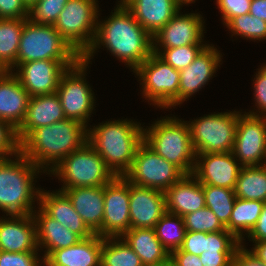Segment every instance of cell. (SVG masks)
I'll return each mask as SVG.
<instances>
[{
  "instance_id": "cell-1",
  "label": "cell",
  "mask_w": 266,
  "mask_h": 266,
  "mask_svg": "<svg viewBox=\"0 0 266 266\" xmlns=\"http://www.w3.org/2000/svg\"><path fill=\"white\" fill-rule=\"evenodd\" d=\"M100 44L133 72L153 53L152 36L124 4H118L109 18L97 22L94 41L82 59L89 64Z\"/></svg>"
},
{
  "instance_id": "cell-10",
  "label": "cell",
  "mask_w": 266,
  "mask_h": 266,
  "mask_svg": "<svg viewBox=\"0 0 266 266\" xmlns=\"http://www.w3.org/2000/svg\"><path fill=\"white\" fill-rule=\"evenodd\" d=\"M146 100L160 108L178 106L180 71L152 53L135 71Z\"/></svg>"
},
{
  "instance_id": "cell-7",
  "label": "cell",
  "mask_w": 266,
  "mask_h": 266,
  "mask_svg": "<svg viewBox=\"0 0 266 266\" xmlns=\"http://www.w3.org/2000/svg\"><path fill=\"white\" fill-rule=\"evenodd\" d=\"M82 56L53 25L25 19L16 58V67L35 60H80Z\"/></svg>"
},
{
  "instance_id": "cell-19",
  "label": "cell",
  "mask_w": 266,
  "mask_h": 266,
  "mask_svg": "<svg viewBox=\"0 0 266 266\" xmlns=\"http://www.w3.org/2000/svg\"><path fill=\"white\" fill-rule=\"evenodd\" d=\"M208 44L186 68L180 70L178 105L201 90L220 66L222 54Z\"/></svg>"
},
{
  "instance_id": "cell-44",
  "label": "cell",
  "mask_w": 266,
  "mask_h": 266,
  "mask_svg": "<svg viewBox=\"0 0 266 266\" xmlns=\"http://www.w3.org/2000/svg\"><path fill=\"white\" fill-rule=\"evenodd\" d=\"M252 0H216L221 11L222 22L227 24L233 17L249 13Z\"/></svg>"
},
{
  "instance_id": "cell-25",
  "label": "cell",
  "mask_w": 266,
  "mask_h": 266,
  "mask_svg": "<svg viewBox=\"0 0 266 266\" xmlns=\"http://www.w3.org/2000/svg\"><path fill=\"white\" fill-rule=\"evenodd\" d=\"M164 194L166 211L181 217L206 206L203 184L192 174L183 175Z\"/></svg>"
},
{
  "instance_id": "cell-56",
  "label": "cell",
  "mask_w": 266,
  "mask_h": 266,
  "mask_svg": "<svg viewBox=\"0 0 266 266\" xmlns=\"http://www.w3.org/2000/svg\"><path fill=\"white\" fill-rule=\"evenodd\" d=\"M127 0H120L118 4H124Z\"/></svg>"
},
{
  "instance_id": "cell-34",
  "label": "cell",
  "mask_w": 266,
  "mask_h": 266,
  "mask_svg": "<svg viewBox=\"0 0 266 266\" xmlns=\"http://www.w3.org/2000/svg\"><path fill=\"white\" fill-rule=\"evenodd\" d=\"M154 229L157 238L170 254L180 249L186 233L183 217L166 212Z\"/></svg>"
},
{
  "instance_id": "cell-13",
  "label": "cell",
  "mask_w": 266,
  "mask_h": 266,
  "mask_svg": "<svg viewBox=\"0 0 266 266\" xmlns=\"http://www.w3.org/2000/svg\"><path fill=\"white\" fill-rule=\"evenodd\" d=\"M232 153L242 166L266 164V117L239 112Z\"/></svg>"
},
{
  "instance_id": "cell-55",
  "label": "cell",
  "mask_w": 266,
  "mask_h": 266,
  "mask_svg": "<svg viewBox=\"0 0 266 266\" xmlns=\"http://www.w3.org/2000/svg\"><path fill=\"white\" fill-rule=\"evenodd\" d=\"M152 266H173L171 260L167 261L166 263L160 264V265H152Z\"/></svg>"
},
{
  "instance_id": "cell-23",
  "label": "cell",
  "mask_w": 266,
  "mask_h": 266,
  "mask_svg": "<svg viewBox=\"0 0 266 266\" xmlns=\"http://www.w3.org/2000/svg\"><path fill=\"white\" fill-rule=\"evenodd\" d=\"M124 6L153 36L175 16L183 5L177 0H127Z\"/></svg>"
},
{
  "instance_id": "cell-38",
  "label": "cell",
  "mask_w": 266,
  "mask_h": 266,
  "mask_svg": "<svg viewBox=\"0 0 266 266\" xmlns=\"http://www.w3.org/2000/svg\"><path fill=\"white\" fill-rule=\"evenodd\" d=\"M186 231L193 232H218L226 230L225 226L208 207L183 216Z\"/></svg>"
},
{
  "instance_id": "cell-52",
  "label": "cell",
  "mask_w": 266,
  "mask_h": 266,
  "mask_svg": "<svg viewBox=\"0 0 266 266\" xmlns=\"http://www.w3.org/2000/svg\"><path fill=\"white\" fill-rule=\"evenodd\" d=\"M253 243L254 247L250 251L266 264V241H253Z\"/></svg>"
},
{
  "instance_id": "cell-53",
  "label": "cell",
  "mask_w": 266,
  "mask_h": 266,
  "mask_svg": "<svg viewBox=\"0 0 266 266\" xmlns=\"http://www.w3.org/2000/svg\"><path fill=\"white\" fill-rule=\"evenodd\" d=\"M22 2L28 9H30L35 3L38 2V0H22Z\"/></svg>"
},
{
  "instance_id": "cell-3",
  "label": "cell",
  "mask_w": 266,
  "mask_h": 266,
  "mask_svg": "<svg viewBox=\"0 0 266 266\" xmlns=\"http://www.w3.org/2000/svg\"><path fill=\"white\" fill-rule=\"evenodd\" d=\"M88 142L115 176H124L143 142V127L127 119L106 121L88 130Z\"/></svg>"
},
{
  "instance_id": "cell-37",
  "label": "cell",
  "mask_w": 266,
  "mask_h": 266,
  "mask_svg": "<svg viewBox=\"0 0 266 266\" xmlns=\"http://www.w3.org/2000/svg\"><path fill=\"white\" fill-rule=\"evenodd\" d=\"M226 27L233 33L231 36L240 35L251 40L266 39V21L250 13L233 17Z\"/></svg>"
},
{
  "instance_id": "cell-51",
  "label": "cell",
  "mask_w": 266,
  "mask_h": 266,
  "mask_svg": "<svg viewBox=\"0 0 266 266\" xmlns=\"http://www.w3.org/2000/svg\"><path fill=\"white\" fill-rule=\"evenodd\" d=\"M249 13L266 21V0H252Z\"/></svg>"
},
{
  "instance_id": "cell-8",
  "label": "cell",
  "mask_w": 266,
  "mask_h": 266,
  "mask_svg": "<svg viewBox=\"0 0 266 266\" xmlns=\"http://www.w3.org/2000/svg\"><path fill=\"white\" fill-rule=\"evenodd\" d=\"M239 111L208 114L188 121L195 153L232 152Z\"/></svg>"
},
{
  "instance_id": "cell-33",
  "label": "cell",
  "mask_w": 266,
  "mask_h": 266,
  "mask_svg": "<svg viewBox=\"0 0 266 266\" xmlns=\"http://www.w3.org/2000/svg\"><path fill=\"white\" fill-rule=\"evenodd\" d=\"M100 266H144L121 237H102Z\"/></svg>"
},
{
  "instance_id": "cell-20",
  "label": "cell",
  "mask_w": 266,
  "mask_h": 266,
  "mask_svg": "<svg viewBox=\"0 0 266 266\" xmlns=\"http://www.w3.org/2000/svg\"><path fill=\"white\" fill-rule=\"evenodd\" d=\"M9 216L0 218V250L16 253L39 251L33 214Z\"/></svg>"
},
{
  "instance_id": "cell-11",
  "label": "cell",
  "mask_w": 266,
  "mask_h": 266,
  "mask_svg": "<svg viewBox=\"0 0 266 266\" xmlns=\"http://www.w3.org/2000/svg\"><path fill=\"white\" fill-rule=\"evenodd\" d=\"M88 63L82 58L61 76L57 95L67 119H73L88 126L94 109V92L84 77Z\"/></svg>"
},
{
  "instance_id": "cell-36",
  "label": "cell",
  "mask_w": 266,
  "mask_h": 266,
  "mask_svg": "<svg viewBox=\"0 0 266 266\" xmlns=\"http://www.w3.org/2000/svg\"><path fill=\"white\" fill-rule=\"evenodd\" d=\"M207 45L208 44L205 43L186 45L175 48L161 47V49H153V53L156 54L165 63L180 71L189 66Z\"/></svg>"
},
{
  "instance_id": "cell-27",
  "label": "cell",
  "mask_w": 266,
  "mask_h": 266,
  "mask_svg": "<svg viewBox=\"0 0 266 266\" xmlns=\"http://www.w3.org/2000/svg\"><path fill=\"white\" fill-rule=\"evenodd\" d=\"M102 237L94 234L77 244L51 251L43 266H100Z\"/></svg>"
},
{
  "instance_id": "cell-46",
  "label": "cell",
  "mask_w": 266,
  "mask_h": 266,
  "mask_svg": "<svg viewBox=\"0 0 266 266\" xmlns=\"http://www.w3.org/2000/svg\"><path fill=\"white\" fill-rule=\"evenodd\" d=\"M180 249L196 256L201 255L206 251V233L186 231Z\"/></svg>"
},
{
  "instance_id": "cell-21",
  "label": "cell",
  "mask_w": 266,
  "mask_h": 266,
  "mask_svg": "<svg viewBox=\"0 0 266 266\" xmlns=\"http://www.w3.org/2000/svg\"><path fill=\"white\" fill-rule=\"evenodd\" d=\"M30 96L12 71L0 75V119L17 130L22 124Z\"/></svg>"
},
{
  "instance_id": "cell-2",
  "label": "cell",
  "mask_w": 266,
  "mask_h": 266,
  "mask_svg": "<svg viewBox=\"0 0 266 266\" xmlns=\"http://www.w3.org/2000/svg\"><path fill=\"white\" fill-rule=\"evenodd\" d=\"M88 129L81 122L65 118L33 129L19 143V152L38 168L44 169V173L49 172L62 159L88 142Z\"/></svg>"
},
{
  "instance_id": "cell-4",
  "label": "cell",
  "mask_w": 266,
  "mask_h": 266,
  "mask_svg": "<svg viewBox=\"0 0 266 266\" xmlns=\"http://www.w3.org/2000/svg\"><path fill=\"white\" fill-rule=\"evenodd\" d=\"M13 158L0 159V210L6 216L33 214L40 194L33 182L42 169L20 152Z\"/></svg>"
},
{
  "instance_id": "cell-24",
  "label": "cell",
  "mask_w": 266,
  "mask_h": 266,
  "mask_svg": "<svg viewBox=\"0 0 266 266\" xmlns=\"http://www.w3.org/2000/svg\"><path fill=\"white\" fill-rule=\"evenodd\" d=\"M73 208L93 234L102 237L104 217V186L64 189Z\"/></svg>"
},
{
  "instance_id": "cell-57",
  "label": "cell",
  "mask_w": 266,
  "mask_h": 266,
  "mask_svg": "<svg viewBox=\"0 0 266 266\" xmlns=\"http://www.w3.org/2000/svg\"><path fill=\"white\" fill-rule=\"evenodd\" d=\"M5 70L2 68V67H0V75L4 72Z\"/></svg>"
},
{
  "instance_id": "cell-49",
  "label": "cell",
  "mask_w": 266,
  "mask_h": 266,
  "mask_svg": "<svg viewBox=\"0 0 266 266\" xmlns=\"http://www.w3.org/2000/svg\"><path fill=\"white\" fill-rule=\"evenodd\" d=\"M173 266H203L199 256L181 249L175 250L170 254Z\"/></svg>"
},
{
  "instance_id": "cell-35",
  "label": "cell",
  "mask_w": 266,
  "mask_h": 266,
  "mask_svg": "<svg viewBox=\"0 0 266 266\" xmlns=\"http://www.w3.org/2000/svg\"><path fill=\"white\" fill-rule=\"evenodd\" d=\"M205 205L213 211L224 226L229 223L236 200L234 189L203 184Z\"/></svg>"
},
{
  "instance_id": "cell-6",
  "label": "cell",
  "mask_w": 266,
  "mask_h": 266,
  "mask_svg": "<svg viewBox=\"0 0 266 266\" xmlns=\"http://www.w3.org/2000/svg\"><path fill=\"white\" fill-rule=\"evenodd\" d=\"M46 173L63 181L60 191L76 187L104 186L115 177L89 142L70 153Z\"/></svg>"
},
{
  "instance_id": "cell-16",
  "label": "cell",
  "mask_w": 266,
  "mask_h": 266,
  "mask_svg": "<svg viewBox=\"0 0 266 266\" xmlns=\"http://www.w3.org/2000/svg\"><path fill=\"white\" fill-rule=\"evenodd\" d=\"M237 161L232 152L196 154L192 175L201 184L234 189L243 167Z\"/></svg>"
},
{
  "instance_id": "cell-5",
  "label": "cell",
  "mask_w": 266,
  "mask_h": 266,
  "mask_svg": "<svg viewBox=\"0 0 266 266\" xmlns=\"http://www.w3.org/2000/svg\"><path fill=\"white\" fill-rule=\"evenodd\" d=\"M174 117V118H173ZM165 116L143 128V142L159 156L175 165L184 175L192 174L196 153L187 121Z\"/></svg>"
},
{
  "instance_id": "cell-22",
  "label": "cell",
  "mask_w": 266,
  "mask_h": 266,
  "mask_svg": "<svg viewBox=\"0 0 266 266\" xmlns=\"http://www.w3.org/2000/svg\"><path fill=\"white\" fill-rule=\"evenodd\" d=\"M65 114L57 93L30 97L26 116L16 130L20 143L33 129L64 120Z\"/></svg>"
},
{
  "instance_id": "cell-45",
  "label": "cell",
  "mask_w": 266,
  "mask_h": 266,
  "mask_svg": "<svg viewBox=\"0 0 266 266\" xmlns=\"http://www.w3.org/2000/svg\"><path fill=\"white\" fill-rule=\"evenodd\" d=\"M28 14L22 0H0V19H28Z\"/></svg>"
},
{
  "instance_id": "cell-9",
  "label": "cell",
  "mask_w": 266,
  "mask_h": 266,
  "mask_svg": "<svg viewBox=\"0 0 266 266\" xmlns=\"http://www.w3.org/2000/svg\"><path fill=\"white\" fill-rule=\"evenodd\" d=\"M98 0H68L55 29L82 56L92 45L98 22Z\"/></svg>"
},
{
  "instance_id": "cell-47",
  "label": "cell",
  "mask_w": 266,
  "mask_h": 266,
  "mask_svg": "<svg viewBox=\"0 0 266 266\" xmlns=\"http://www.w3.org/2000/svg\"><path fill=\"white\" fill-rule=\"evenodd\" d=\"M236 251H204L199 255L203 266H233Z\"/></svg>"
},
{
  "instance_id": "cell-48",
  "label": "cell",
  "mask_w": 266,
  "mask_h": 266,
  "mask_svg": "<svg viewBox=\"0 0 266 266\" xmlns=\"http://www.w3.org/2000/svg\"><path fill=\"white\" fill-rule=\"evenodd\" d=\"M233 266H266V264L241 244L235 252Z\"/></svg>"
},
{
  "instance_id": "cell-54",
  "label": "cell",
  "mask_w": 266,
  "mask_h": 266,
  "mask_svg": "<svg viewBox=\"0 0 266 266\" xmlns=\"http://www.w3.org/2000/svg\"><path fill=\"white\" fill-rule=\"evenodd\" d=\"M178 2H180L182 5L184 4H190V3H193L195 2V0H177Z\"/></svg>"
},
{
  "instance_id": "cell-15",
  "label": "cell",
  "mask_w": 266,
  "mask_h": 266,
  "mask_svg": "<svg viewBox=\"0 0 266 266\" xmlns=\"http://www.w3.org/2000/svg\"><path fill=\"white\" fill-rule=\"evenodd\" d=\"M129 229V181L115 176L104 185L102 237H121Z\"/></svg>"
},
{
  "instance_id": "cell-17",
  "label": "cell",
  "mask_w": 266,
  "mask_h": 266,
  "mask_svg": "<svg viewBox=\"0 0 266 266\" xmlns=\"http://www.w3.org/2000/svg\"><path fill=\"white\" fill-rule=\"evenodd\" d=\"M199 13L181 14L180 10L155 35L153 49L175 48L193 44H203L204 22ZM160 47H159V46Z\"/></svg>"
},
{
  "instance_id": "cell-30",
  "label": "cell",
  "mask_w": 266,
  "mask_h": 266,
  "mask_svg": "<svg viewBox=\"0 0 266 266\" xmlns=\"http://www.w3.org/2000/svg\"><path fill=\"white\" fill-rule=\"evenodd\" d=\"M265 202L257 200H244L236 198L229 223L225 228L232 233L240 242L243 243V236L249 234L255 226L262 212Z\"/></svg>"
},
{
  "instance_id": "cell-12",
  "label": "cell",
  "mask_w": 266,
  "mask_h": 266,
  "mask_svg": "<svg viewBox=\"0 0 266 266\" xmlns=\"http://www.w3.org/2000/svg\"><path fill=\"white\" fill-rule=\"evenodd\" d=\"M183 175L175 165L142 142L136 150L131 168L124 177L135 185L165 192Z\"/></svg>"
},
{
  "instance_id": "cell-32",
  "label": "cell",
  "mask_w": 266,
  "mask_h": 266,
  "mask_svg": "<svg viewBox=\"0 0 266 266\" xmlns=\"http://www.w3.org/2000/svg\"><path fill=\"white\" fill-rule=\"evenodd\" d=\"M234 193L244 200L266 202V164L243 166L237 178Z\"/></svg>"
},
{
  "instance_id": "cell-40",
  "label": "cell",
  "mask_w": 266,
  "mask_h": 266,
  "mask_svg": "<svg viewBox=\"0 0 266 266\" xmlns=\"http://www.w3.org/2000/svg\"><path fill=\"white\" fill-rule=\"evenodd\" d=\"M241 242L227 229L206 233V251H236Z\"/></svg>"
},
{
  "instance_id": "cell-29",
  "label": "cell",
  "mask_w": 266,
  "mask_h": 266,
  "mask_svg": "<svg viewBox=\"0 0 266 266\" xmlns=\"http://www.w3.org/2000/svg\"><path fill=\"white\" fill-rule=\"evenodd\" d=\"M121 238L140 257L144 266L160 265L170 260V253L157 238L154 228H130Z\"/></svg>"
},
{
  "instance_id": "cell-31",
  "label": "cell",
  "mask_w": 266,
  "mask_h": 266,
  "mask_svg": "<svg viewBox=\"0 0 266 266\" xmlns=\"http://www.w3.org/2000/svg\"><path fill=\"white\" fill-rule=\"evenodd\" d=\"M24 24L25 19H0V66L6 71L16 70V58Z\"/></svg>"
},
{
  "instance_id": "cell-39",
  "label": "cell",
  "mask_w": 266,
  "mask_h": 266,
  "mask_svg": "<svg viewBox=\"0 0 266 266\" xmlns=\"http://www.w3.org/2000/svg\"><path fill=\"white\" fill-rule=\"evenodd\" d=\"M68 0H38L30 9L28 19L35 24L54 25Z\"/></svg>"
},
{
  "instance_id": "cell-28",
  "label": "cell",
  "mask_w": 266,
  "mask_h": 266,
  "mask_svg": "<svg viewBox=\"0 0 266 266\" xmlns=\"http://www.w3.org/2000/svg\"><path fill=\"white\" fill-rule=\"evenodd\" d=\"M38 209V212H33V216L36 222L37 247L45 249L43 259L51 251L73 246L81 240L77 234L48 216L40 207Z\"/></svg>"
},
{
  "instance_id": "cell-50",
  "label": "cell",
  "mask_w": 266,
  "mask_h": 266,
  "mask_svg": "<svg viewBox=\"0 0 266 266\" xmlns=\"http://www.w3.org/2000/svg\"><path fill=\"white\" fill-rule=\"evenodd\" d=\"M247 236L250 241H266V202L258 221Z\"/></svg>"
},
{
  "instance_id": "cell-18",
  "label": "cell",
  "mask_w": 266,
  "mask_h": 266,
  "mask_svg": "<svg viewBox=\"0 0 266 266\" xmlns=\"http://www.w3.org/2000/svg\"><path fill=\"white\" fill-rule=\"evenodd\" d=\"M166 212L163 191L129 182L130 228H154Z\"/></svg>"
},
{
  "instance_id": "cell-43",
  "label": "cell",
  "mask_w": 266,
  "mask_h": 266,
  "mask_svg": "<svg viewBox=\"0 0 266 266\" xmlns=\"http://www.w3.org/2000/svg\"><path fill=\"white\" fill-rule=\"evenodd\" d=\"M259 71L256 73V76L254 78V97H255V103L258 108L256 112L249 111L245 112L250 115L254 116H264L266 117V64L260 67L258 69ZM259 112V113H258ZM261 112V113H260ZM258 113V114H257Z\"/></svg>"
},
{
  "instance_id": "cell-41",
  "label": "cell",
  "mask_w": 266,
  "mask_h": 266,
  "mask_svg": "<svg viewBox=\"0 0 266 266\" xmlns=\"http://www.w3.org/2000/svg\"><path fill=\"white\" fill-rule=\"evenodd\" d=\"M38 252H7L0 250V266H42L44 259L38 257ZM42 261V262H41Z\"/></svg>"
},
{
  "instance_id": "cell-14",
  "label": "cell",
  "mask_w": 266,
  "mask_h": 266,
  "mask_svg": "<svg viewBox=\"0 0 266 266\" xmlns=\"http://www.w3.org/2000/svg\"><path fill=\"white\" fill-rule=\"evenodd\" d=\"M79 60H35L19 64L14 74L29 96L56 93L62 74Z\"/></svg>"
},
{
  "instance_id": "cell-42",
  "label": "cell",
  "mask_w": 266,
  "mask_h": 266,
  "mask_svg": "<svg viewBox=\"0 0 266 266\" xmlns=\"http://www.w3.org/2000/svg\"><path fill=\"white\" fill-rule=\"evenodd\" d=\"M19 152L16 130L0 119V159L13 157Z\"/></svg>"
},
{
  "instance_id": "cell-26",
  "label": "cell",
  "mask_w": 266,
  "mask_h": 266,
  "mask_svg": "<svg viewBox=\"0 0 266 266\" xmlns=\"http://www.w3.org/2000/svg\"><path fill=\"white\" fill-rule=\"evenodd\" d=\"M38 204L48 216L59 221L81 239H87L94 235L75 211L70 199L63 191L49 192V190L40 189Z\"/></svg>"
}]
</instances>
